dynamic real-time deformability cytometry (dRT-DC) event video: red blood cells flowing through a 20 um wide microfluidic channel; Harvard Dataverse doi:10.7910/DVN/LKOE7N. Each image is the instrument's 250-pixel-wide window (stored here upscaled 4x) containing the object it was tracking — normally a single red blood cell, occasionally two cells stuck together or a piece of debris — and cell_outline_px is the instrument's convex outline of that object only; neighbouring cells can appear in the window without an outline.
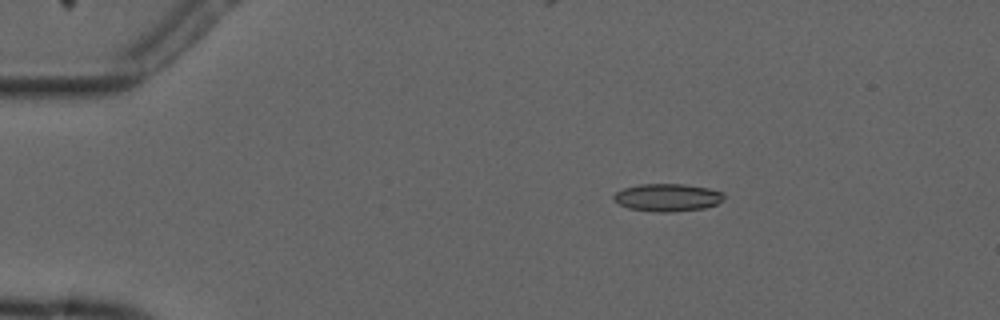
{"species": "common noctule bat (a hibernating species)", "species_latin": "Nyctalus noctula", "temperature_condition": "cold", "stored_images_in_passage": 5, "camera_frame_rate_fps": 3000, "um_per_image_px": 0.085, "animal": {"sex": "male", "forearm_length_mm": 52.5}, "frame": {"image": 1, "passage_image": 3, "time_ms": 2.333, "image_size_px": [1000, 320], "cell_outline_px": [[724, 200], [716, 204], [704, 208], [672, 212], [656, 212], [628, 208], [620, 204], [612, 196], [616, 192], [624, 188], [640, 184], [684, 184], [708, 188], [724, 192]], "centroid_in_image_um": [56.76, 16.78], "position_along_channel_um": 28.2, "area_um2": 17.74}}
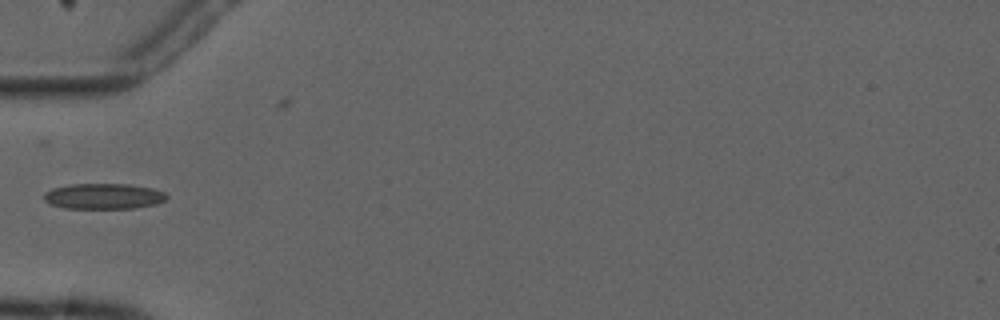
{"frame": {"image": 2, "passage_image": 5, "time_ms": 5.333, "image_size_px": [1000, 320], "cell_outline_px": [[168, 200], [156, 204], [136, 208], [64, 208], [52, 204], [44, 200], [44, 192], [52, 188], [68, 184], [128, 184], [152, 188], [164, 192], [168, 196]], "centroid_in_image_um": [8.83, 16.67], "position_along_channel_um": 76.2, "area_um2": 18.44}}